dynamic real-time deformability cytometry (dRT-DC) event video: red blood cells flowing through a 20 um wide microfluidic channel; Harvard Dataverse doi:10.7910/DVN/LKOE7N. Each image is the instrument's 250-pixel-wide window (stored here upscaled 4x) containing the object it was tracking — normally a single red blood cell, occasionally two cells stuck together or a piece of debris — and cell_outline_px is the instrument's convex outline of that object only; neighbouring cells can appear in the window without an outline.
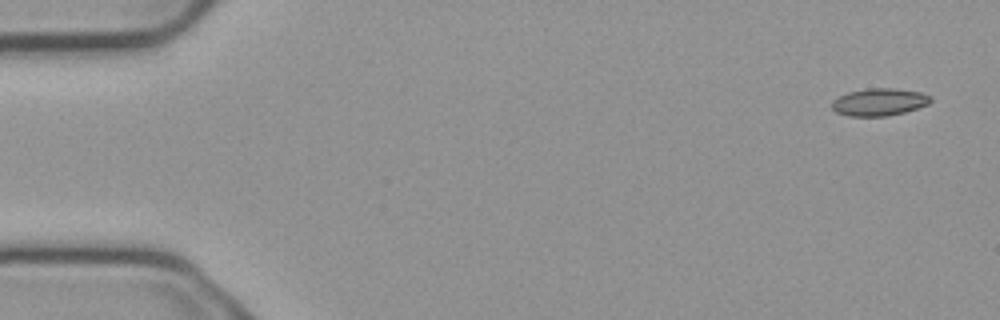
{"species": "common noctule bat (a hibernating species)", "species_latin": "Nyctalus noctula", "temperature_condition": "cold", "stored_images_in_passage": 5, "camera_frame_rate_fps": 3000, "um_per_image_px": 0.085, "animal": {"sex": "male", "body_mass_g": 23.1, "forearm_length_mm": 52.7}, "frame": {"image": 1, "passage_image": 1, "time_ms": 0.0, "image_size_px": [1000, 320], "cell_outline_px": [[932, 100], [928, 104], [904, 112], [888, 116], [848, 116], [836, 112], [832, 108], [832, 100], [848, 92], [872, 88], [892, 88], [920, 92], [932, 96]], "centroid_in_image_um": [74.73, 8.67], "position_along_channel_um": 10.3, "area_um2": 15.66}}
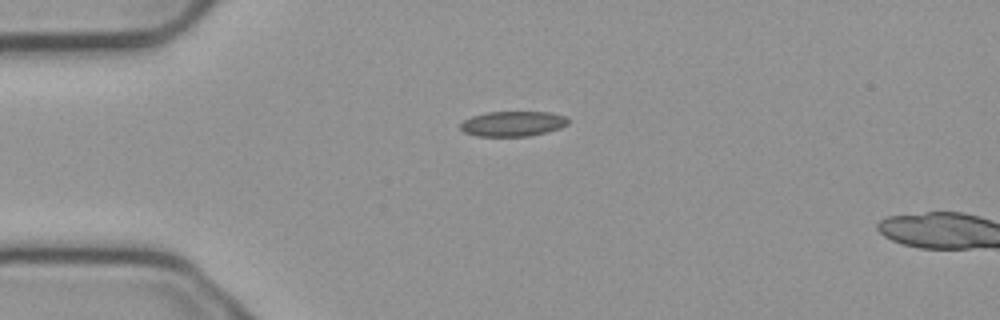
{"frame": {"image": 2, "passage_image": 4, "time_ms": 1.0, "image_size_px": [1000, 320], "cell_outline_px": [[568, 124], [560, 128], [548, 132], [528, 136], [476, 136], [464, 132], [460, 128], [460, 124], [464, 120], [472, 116], [488, 112], [552, 112], [568, 116]], "centroid_in_image_um": [43.62, 10.51], "position_along_channel_um": 41.4, "area_um2": 15.9}}